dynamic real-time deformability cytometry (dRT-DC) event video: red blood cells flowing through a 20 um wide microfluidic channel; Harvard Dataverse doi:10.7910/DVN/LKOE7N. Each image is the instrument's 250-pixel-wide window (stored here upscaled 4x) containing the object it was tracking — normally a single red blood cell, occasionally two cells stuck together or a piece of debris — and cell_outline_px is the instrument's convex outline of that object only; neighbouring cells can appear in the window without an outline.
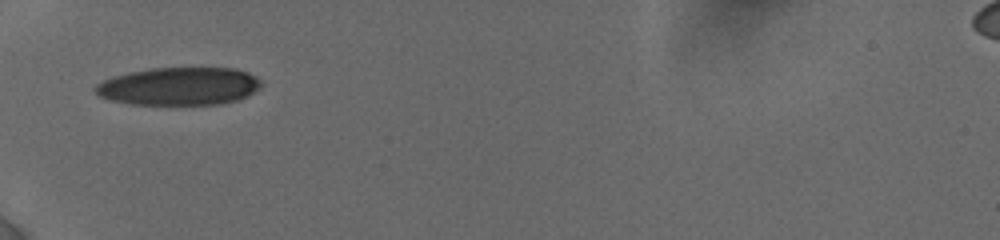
{"species": "human", "species_latin": "Homo sapiens", "temperature_condition": "cold", "stored_images_in_passage": 7, "camera_frame_rate_fps": 3000, "um_per_image_px": 0.085, "donor": {"sex": "female"}, "frame": {"image": 1, "passage_image": 1, "time_ms": 0.0, "image_size_px": [1000, 240], "cell_outline_px": [[264, 84], [260, 88], [236, 100], [216, 104], [128, 104], [112, 100], [100, 96], [92, 88], [96, 84], [112, 76], [128, 72], [152, 68], [236, 68], [248, 72], [260, 80]], "centroid_in_image_um": [15.2, 7.32], "position_along_channel_um": 69.8, "area_um2": 36.53}}